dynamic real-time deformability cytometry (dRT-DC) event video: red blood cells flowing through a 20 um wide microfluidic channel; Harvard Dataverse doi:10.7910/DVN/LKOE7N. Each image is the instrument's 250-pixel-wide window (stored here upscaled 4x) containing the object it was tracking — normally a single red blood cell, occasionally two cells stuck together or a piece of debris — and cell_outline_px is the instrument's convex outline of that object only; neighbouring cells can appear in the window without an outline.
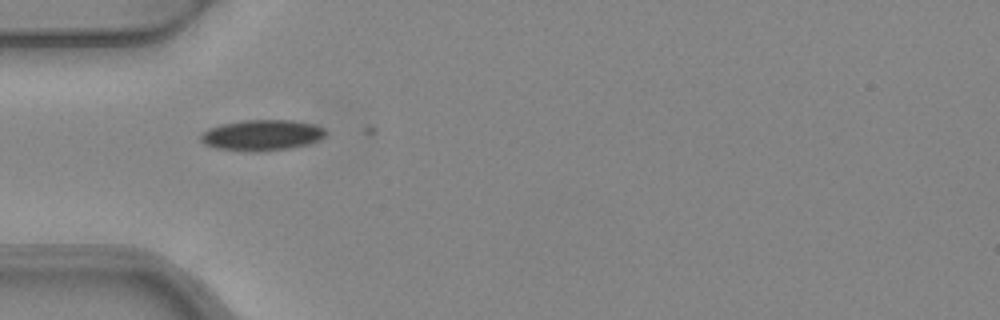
{"species": "common noctule bat (a hibernating species)", "species_latin": "Nyctalus noctula", "temperature_condition": "warm", "stored_images_in_passage": 3, "camera_frame_rate_fps": 3000, "um_per_image_px": 0.085, "animal": {"sex": "female", "body_mass_g": 24.6, "forearm_length_mm": 56.2}, "frame": {"image": 1, "passage_image": 1, "time_ms": 0.0, "image_size_px": [1000, 320], "cell_outline_px": [[328, 132], [320, 140], [288, 148], [256, 152], [248, 152], [216, 148], [204, 144], [200, 140], [200, 136], [208, 128], [220, 124], [244, 120], [292, 120], [312, 124], [324, 128]], "centroid_in_image_um": [22.23, 11.49], "position_along_channel_um": 62.8, "area_um2": 22.43}}
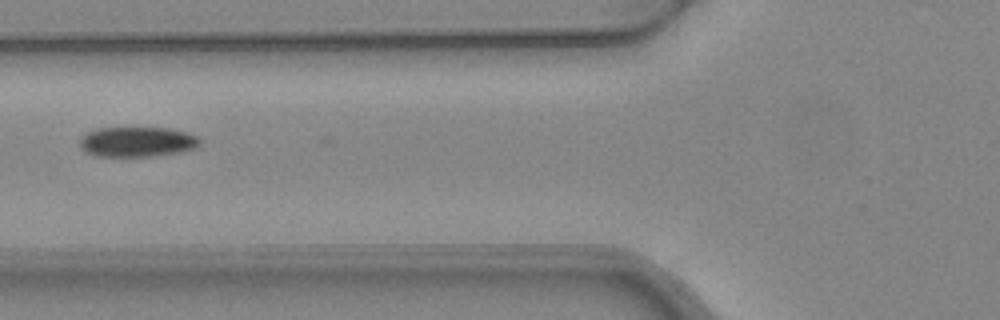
{"frame": {"image": 2, "passage_image": 2, "time_ms": 0.333, "image_size_px": [1000, 320], "cell_outline_px": [[200, 144], [196, 148], [184, 152], [156, 156], [92, 156], [84, 152], [80, 148], [80, 140], [88, 132], [96, 128], [168, 128], [188, 132], [200, 136]], "centroid_in_image_um": [11.7, 12.06], "position_along_channel_um": 114.1, "area_um2": 21.39}}
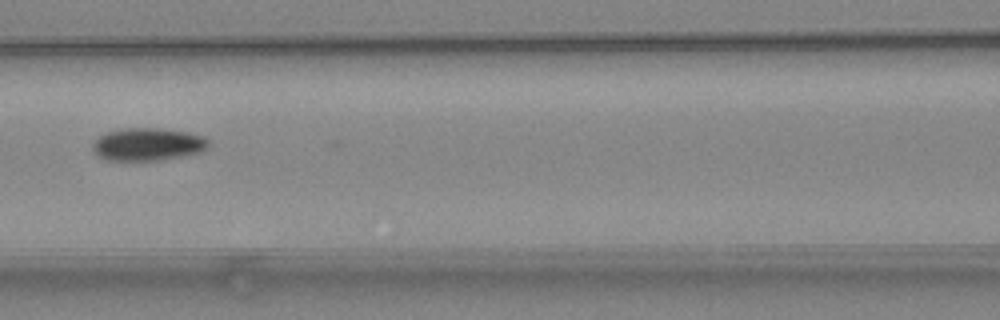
{"frame": {"image": 3, "passage_image": 3, "time_ms": 0.667, "image_size_px": [1000, 320], "cell_outline_px": [[208, 148], [200, 152], [184, 156], [160, 160], [104, 160], [96, 156], [92, 148], [92, 144], [96, 136], [108, 132], [124, 128], [160, 128], [188, 132], [204, 136], [208, 140]], "centroid_in_image_um": [12.53, 12.27], "position_along_channel_um": 154.1, "area_um2": 22.37}}